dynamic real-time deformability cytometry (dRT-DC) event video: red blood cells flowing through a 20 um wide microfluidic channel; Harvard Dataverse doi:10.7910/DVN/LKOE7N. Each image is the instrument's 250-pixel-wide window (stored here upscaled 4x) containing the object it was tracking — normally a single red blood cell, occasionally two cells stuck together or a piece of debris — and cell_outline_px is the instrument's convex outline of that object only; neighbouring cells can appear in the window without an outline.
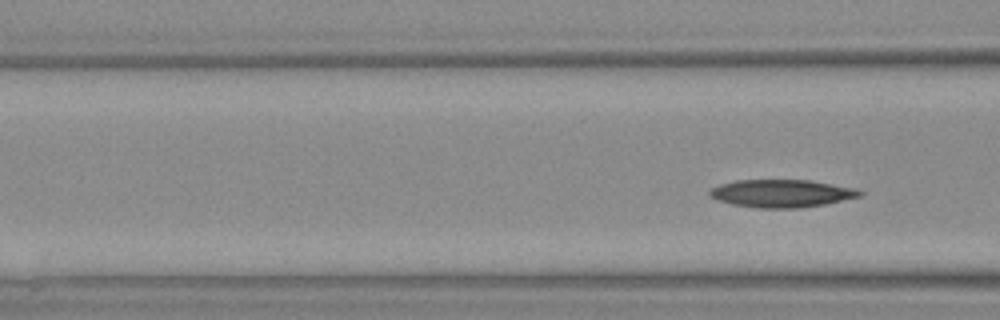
{"species": "Egyptian fruit bat (a non-hibernating species)", "species_latin": "Rousettus aegyptiacus", "temperature_condition": "warm", "stored_images_in_passage": 7, "camera_frame_rate_fps": 3000, "um_per_image_px": 0.085, "animal": {"sex": "female"}, "frame": {"image": 1, "passage_image": 7, "time_ms": 8.667, "image_size_px": [1000, 320], "cell_outline_px": [[864, 192], [860, 196], [824, 204], [796, 208], [756, 208], [732, 204], [716, 200], [708, 196], [708, 192], [712, 188], [720, 184], [736, 180], [808, 180], [856, 188]], "centroid_in_image_um": [66.39, 16.44], "position_along_channel_um": 100.2, "area_um2": 24.22}}